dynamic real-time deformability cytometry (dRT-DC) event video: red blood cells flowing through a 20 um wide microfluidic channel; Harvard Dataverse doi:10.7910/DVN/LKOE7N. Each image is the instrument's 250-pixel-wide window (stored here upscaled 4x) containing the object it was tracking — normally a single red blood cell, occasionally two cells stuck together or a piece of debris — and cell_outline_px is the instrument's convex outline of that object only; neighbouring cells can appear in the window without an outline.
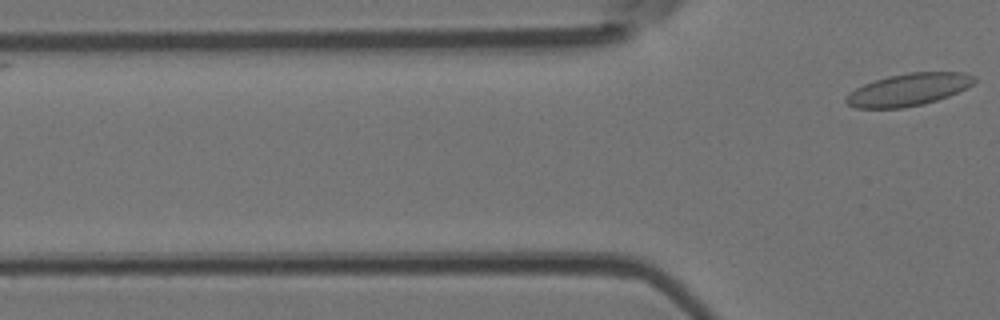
{"species": "Egyptian fruit bat (a non-hibernating species)", "species_latin": "Rousettus aegyptiacus", "temperature_condition": "room temperature", "stored_images_in_passage": 4, "camera_frame_rate_fps": 3000, "um_per_image_px": 0.085, "animal": {"sex": "female"}, "frame": {"image": 1, "passage_image": 4, "time_ms": 1.0, "image_size_px": [1000, 320], "cell_outline_px": [[976, 80], [968, 88], [948, 96], [924, 104], [900, 108], [856, 108], [848, 104], [844, 100], [844, 96], [856, 88], [864, 84], [888, 76], [908, 72], [964, 72], [976, 76]], "centroid_in_image_um": [77.23, 7.61], "position_along_channel_um": 48.6, "area_um2": 24.22}}